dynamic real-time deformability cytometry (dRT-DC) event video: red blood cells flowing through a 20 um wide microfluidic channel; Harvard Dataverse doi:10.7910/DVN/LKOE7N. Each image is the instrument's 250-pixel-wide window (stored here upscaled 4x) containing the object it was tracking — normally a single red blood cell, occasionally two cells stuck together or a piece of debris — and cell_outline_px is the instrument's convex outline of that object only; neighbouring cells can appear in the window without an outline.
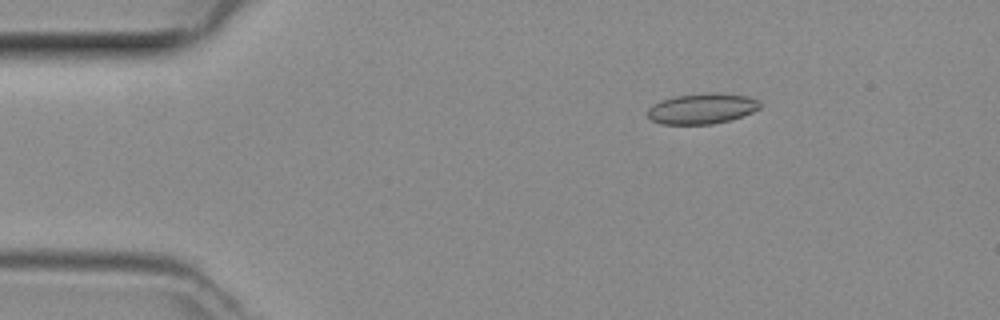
{"species": "common noctule bat (a hibernating species)", "species_latin": "Nyctalus noctula", "temperature_condition": "room temperature", "stored_images_in_passage": 46, "camera_frame_rate_fps": 3000, "um_per_image_px": 0.085, "animal": {"sex": "female", "body_mass_g": 29.2, "forearm_length_mm": 56.3}, "frame": {"image": 1, "passage_image": 5, "time_ms": 1.333, "image_size_px": [1000, 320], "cell_outline_px": [[760, 108], [752, 112], [728, 120], [712, 124], [660, 124], [652, 120], [648, 116], [648, 108], [652, 104], [660, 100], [676, 96], [712, 92], [716, 92], [748, 96], [760, 100]], "centroid_in_image_um": [59.66, 9.22], "position_along_channel_um": 25.3, "area_um2": 20.0}}
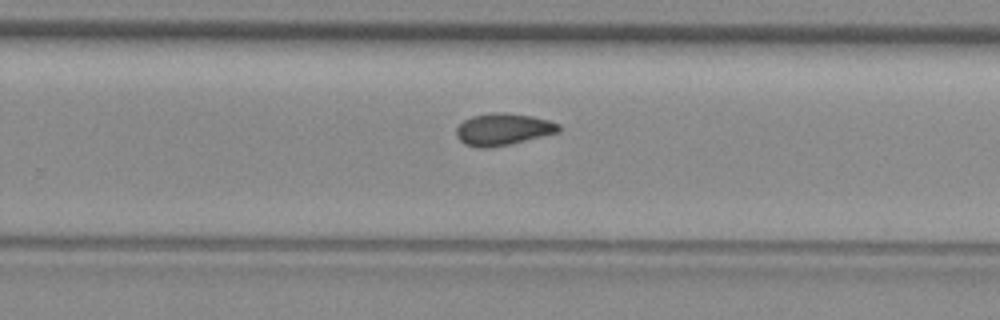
{"frame": {"image": 2, "passage_image": 28, "time_ms": 9.0, "image_size_px": [1000, 320], "cell_outline_px": [[560, 132], [512, 144], [488, 148], [476, 148], [464, 144], [456, 136], [456, 128], [464, 120], [472, 116], [492, 112], [504, 112], [532, 116], [548, 120], [560, 124]], "centroid_in_image_um": [42.76, 11.0], "position_along_channel_um": 287.0, "area_um2": 19.31}}
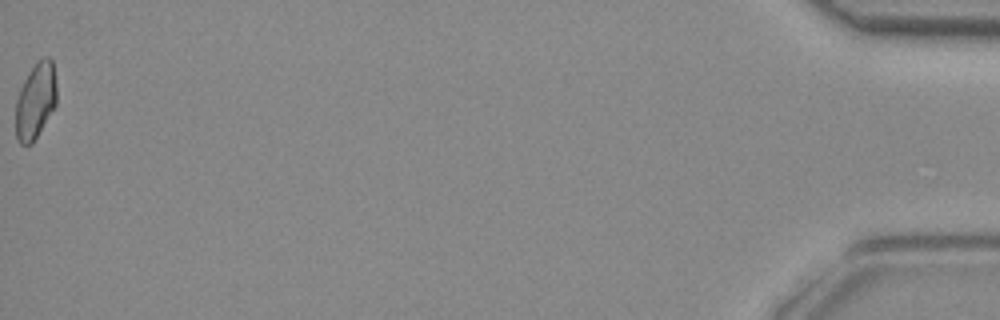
{"frame": {"image": 3, "passage_image": 46, "time_ms": 15.0, "image_size_px": [1000, 320], "cell_outline_px": [[56, 104], [32, 144], [20, 144], [16, 140], [16, 100], [20, 88], [28, 72], [36, 60], [44, 56], [48, 56], [52, 60], [56, 84]], "centroid_in_image_um": [3.01, 8.54], "position_along_channel_um": 432.2, "area_um2": 18.21}}